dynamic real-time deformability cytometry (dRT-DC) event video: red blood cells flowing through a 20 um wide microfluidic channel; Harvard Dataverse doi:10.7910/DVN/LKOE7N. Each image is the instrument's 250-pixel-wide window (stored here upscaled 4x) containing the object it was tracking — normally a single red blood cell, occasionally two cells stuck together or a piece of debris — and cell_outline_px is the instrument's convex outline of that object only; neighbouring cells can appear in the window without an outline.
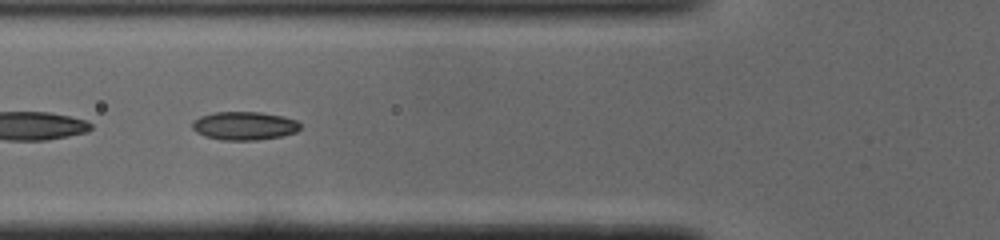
{"species": "common noctule bat (a hibernating species)", "species_latin": "Nyctalus noctula", "temperature_condition": "cold", "stored_images_in_passage": 21, "segment_of_instrument_passage": [2, 2], "camera_frame_rate_fps": 3000, "um_per_image_px": 0.085, "animal": {"sex": "male", "body_mass_g": 19.0, "forearm_length_mm": 50.8}, "frame": {"image": 1, "passage_image": 13, "time_ms": 4.0, "image_size_px": [1000, 240], "cell_outline_px": [[300, 128], [296, 132], [280, 136], [256, 140], [220, 140], [204, 136], [196, 132], [192, 128], [192, 120], [200, 116], [212, 112], [260, 112], [284, 116], [296, 120], [300, 124]], "centroid_in_image_um": [20.73, 10.69], "position_along_channel_um": 105.1, "area_um2": 17.98}}
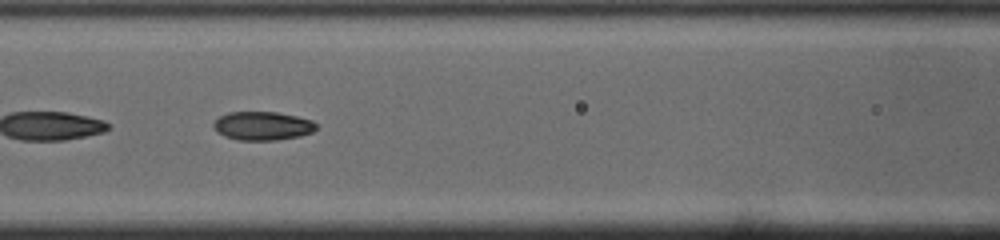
{"frame": {"image": 2, "passage_image": 16, "time_ms": 5.0, "image_size_px": [1000, 240], "cell_outline_px": [[316, 128], [312, 132], [300, 136], [276, 140], [236, 140], [224, 136], [212, 124], [220, 116], [228, 112], [276, 112], [296, 116], [312, 120], [316, 124]], "centroid_in_image_um": [22.33, 10.7], "position_along_channel_um": 144.3, "area_um2": 16.99}}